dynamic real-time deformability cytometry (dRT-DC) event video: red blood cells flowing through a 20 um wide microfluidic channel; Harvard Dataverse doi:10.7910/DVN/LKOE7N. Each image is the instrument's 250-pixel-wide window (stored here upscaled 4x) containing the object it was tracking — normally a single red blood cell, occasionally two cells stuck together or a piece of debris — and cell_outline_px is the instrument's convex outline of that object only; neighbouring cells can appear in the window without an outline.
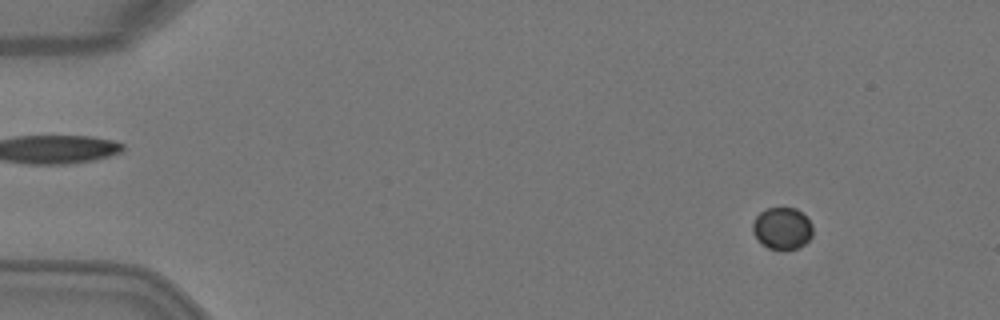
{"species": "Egyptian fruit bat (a non-hibernating species)", "species_latin": "Rousettus aegyptiacus", "temperature_condition": "warm", "stored_images_in_passage": 4, "camera_frame_rate_fps": 3000, "um_per_image_px": 0.085, "animal": {"sex": "female"}, "frame": {"image": 1, "passage_image": 1, "time_ms": 0.0, "image_size_px": [1000, 320], "cell_outline_px": [[812, 236], [804, 244], [796, 248], [768, 248], [760, 244], [752, 232], [752, 224], [756, 216], [760, 212], [768, 208], [796, 208], [812, 224]], "centroid_in_image_um": [66.45, 19.4], "position_along_channel_um": 18.6, "area_um2": 14.51}}